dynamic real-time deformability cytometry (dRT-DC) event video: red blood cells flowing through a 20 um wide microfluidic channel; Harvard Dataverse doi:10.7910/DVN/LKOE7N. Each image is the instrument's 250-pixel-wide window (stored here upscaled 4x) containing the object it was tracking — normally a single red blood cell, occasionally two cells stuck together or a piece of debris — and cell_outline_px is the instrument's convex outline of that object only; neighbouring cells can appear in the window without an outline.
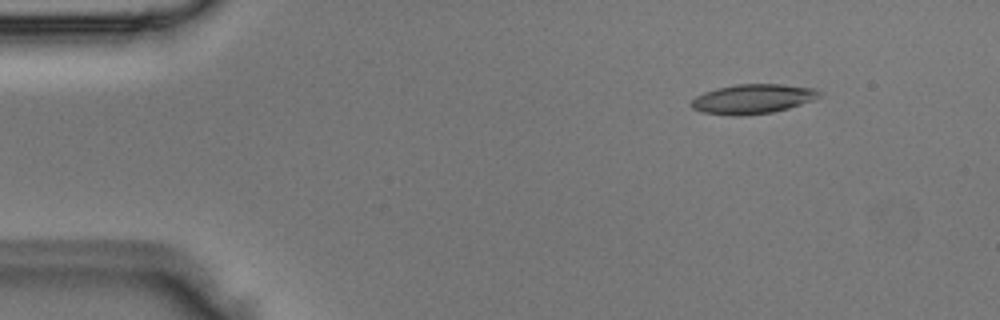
{"species": "Egyptian fruit bat (a non-hibernating species)", "species_latin": "Rousettus aegyptiacus", "temperature_condition": "room temperature", "stored_images_in_passage": 3, "camera_frame_rate_fps": 3000, "um_per_image_px": 0.085, "animal": {"sex": "male"}, "frame": {"image": 1, "passage_image": 1, "time_ms": 0.0, "image_size_px": [1000, 320], "cell_outline_px": [[820, 96], [812, 100], [788, 108], [772, 112], [736, 116], [732, 116], [704, 112], [692, 108], [688, 104], [696, 96], [704, 92], [716, 88], [736, 84], [780, 84], [816, 88], [820, 92]], "centroid_in_image_um": [63.95, 8.4], "position_along_channel_um": 21.1, "area_um2": 21.96}}